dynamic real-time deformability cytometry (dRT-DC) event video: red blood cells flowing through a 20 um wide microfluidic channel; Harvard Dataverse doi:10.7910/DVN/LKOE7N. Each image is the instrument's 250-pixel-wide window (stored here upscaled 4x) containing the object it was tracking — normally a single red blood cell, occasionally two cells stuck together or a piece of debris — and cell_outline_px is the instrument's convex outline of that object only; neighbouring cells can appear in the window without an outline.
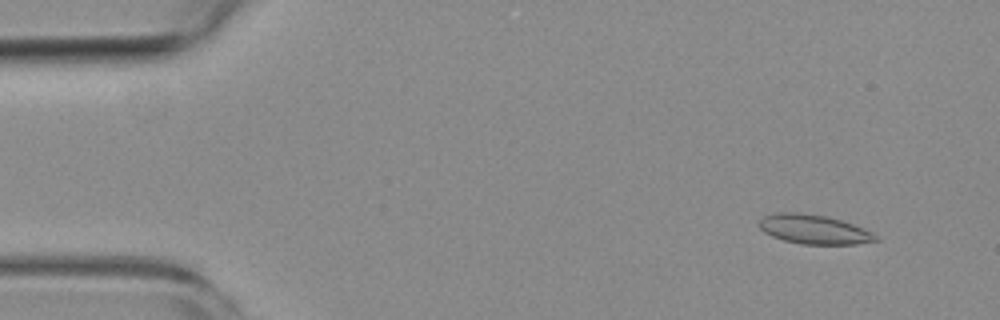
{"species": "common noctule bat (a hibernating species)", "species_latin": "Nyctalus noctula", "temperature_condition": "room temperature", "stored_images_in_passage": 5, "camera_frame_rate_fps": 3000, "um_per_image_px": 0.085, "animal": {"sex": "female", "body_mass_g": 19.3, "forearm_length_mm": 54.1}, "frame": {"image": 1, "passage_image": 2, "time_ms": 1.0, "image_size_px": [1000, 320], "cell_outline_px": [[880, 240], [856, 244], [800, 244], [784, 240], [772, 236], [764, 232], [756, 224], [764, 216], [776, 212], [796, 212], [824, 216], [840, 220], [852, 224], [872, 232], [880, 236]], "centroid_in_image_um": [69.17, 19.5], "position_along_channel_um": 15.8, "area_um2": 19.88}}
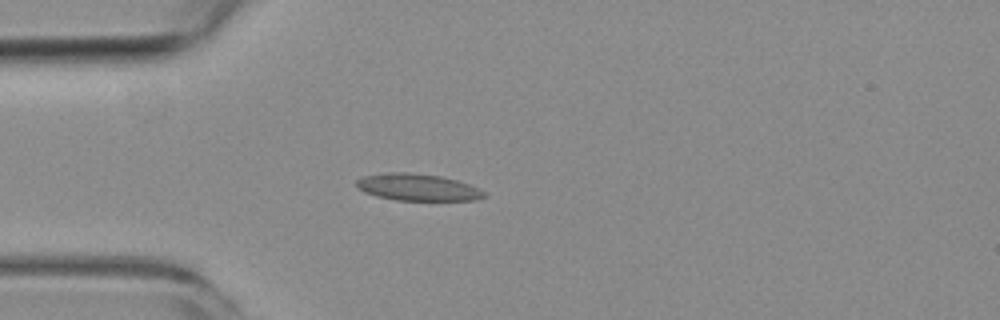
{"frame": {"image": 2, "passage_image": 5, "time_ms": 4.333, "image_size_px": [1000, 320], "cell_outline_px": [[484, 196], [476, 200], [396, 200], [376, 196], [364, 192], [356, 188], [356, 180], [364, 176], [384, 172], [408, 172], [440, 176], [456, 180], [468, 184], [484, 192]], "centroid_in_image_um": [35.42, 15.91], "position_along_channel_um": 49.6, "area_um2": 19.88}}